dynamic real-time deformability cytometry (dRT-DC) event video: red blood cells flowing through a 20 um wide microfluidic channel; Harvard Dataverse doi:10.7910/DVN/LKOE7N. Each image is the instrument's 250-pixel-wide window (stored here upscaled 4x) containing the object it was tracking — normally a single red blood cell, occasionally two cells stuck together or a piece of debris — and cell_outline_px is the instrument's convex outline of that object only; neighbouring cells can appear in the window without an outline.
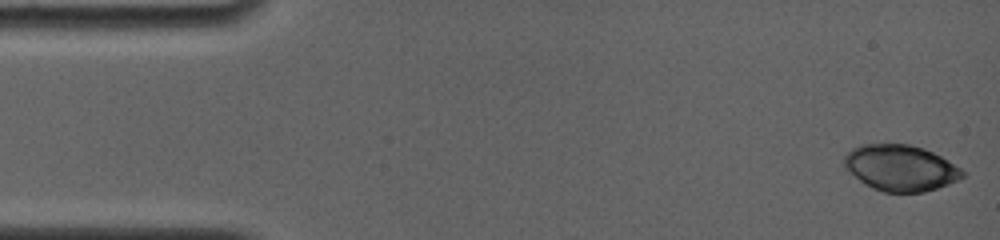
{"species": "common noctule bat (a hibernating species)", "species_latin": "Nyctalus noctula", "temperature_condition": "room temperature", "stored_images_in_passage": 8, "camera_frame_rate_fps": 4000, "um_per_image_px": 0.085, "animal": {"sex": "female", "body_mass_g": 19.0, "forearm_length_mm": 56.7}, "frame": {"image": 1, "passage_image": 1, "time_ms": 0.0, "image_size_px": [1000, 240], "cell_outline_px": [[964, 176], [960, 180], [924, 192], [884, 192], [872, 188], [864, 184], [844, 168], [844, 156], [852, 148], [860, 144], [908, 144], [924, 148], [948, 160], [960, 168], [964, 172]], "centroid_in_image_um": [76.53, 14.27], "position_along_channel_um": 8.5, "area_um2": 31.79}}
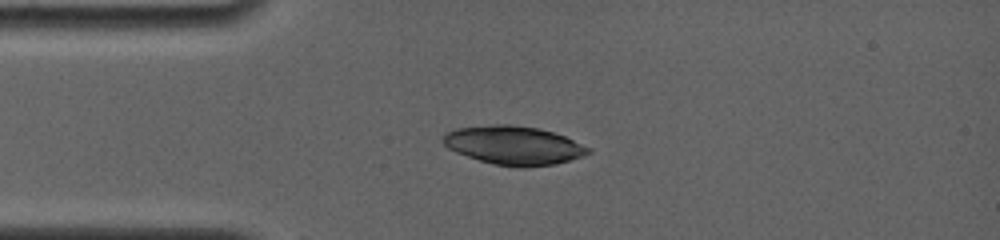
{"frame": {"image": 2, "passage_image": 7, "time_ms": 3.5, "image_size_px": [1000, 240], "cell_outline_px": [[592, 152], [584, 156], [556, 164], [524, 168], [520, 168], [492, 164], [456, 152], [448, 148], [440, 140], [444, 132], [456, 128], [492, 124], [512, 124], [540, 128], [564, 136], [592, 148]], "centroid_in_image_um": [43.66, 12.35], "position_along_channel_um": 41.3, "area_um2": 33.18}}